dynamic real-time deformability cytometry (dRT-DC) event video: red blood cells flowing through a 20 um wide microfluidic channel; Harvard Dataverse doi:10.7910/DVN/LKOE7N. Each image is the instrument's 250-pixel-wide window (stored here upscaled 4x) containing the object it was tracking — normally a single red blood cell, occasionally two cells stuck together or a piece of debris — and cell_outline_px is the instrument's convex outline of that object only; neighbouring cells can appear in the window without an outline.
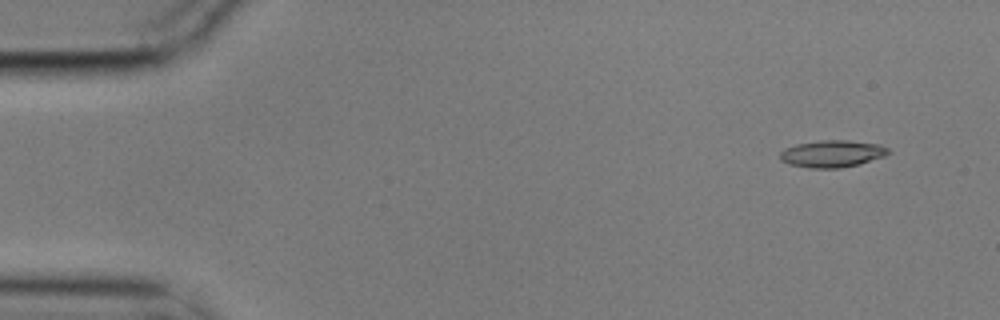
{"species": "common noctule bat (a hibernating species)", "species_latin": "Nyctalus noctula", "temperature_condition": "cold", "stored_images_in_passage": 5, "camera_frame_rate_fps": 3000, "um_per_image_px": 0.085, "animal": {"sex": "male", "body_mass_g": 17.9}, "frame": {"image": 1, "passage_image": 1, "time_ms": 0.0, "image_size_px": [1000, 320], "cell_outline_px": [[892, 152], [884, 156], [860, 164], [840, 168], [808, 168], [788, 164], [780, 160], [780, 152], [784, 148], [796, 144], [820, 140], [848, 140], [880, 144], [888, 148]], "centroid_in_image_um": [70.73, 13.06], "position_along_channel_um": 14.3, "area_um2": 17.28}}
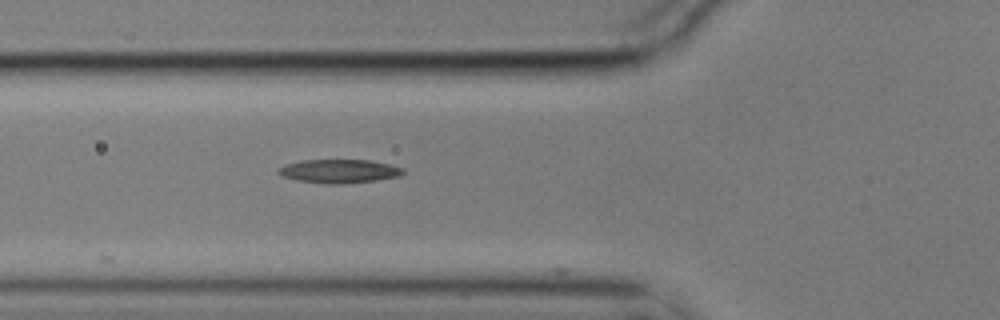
{"frame": {"image": 2, "passage_image": 5, "time_ms": 1.333, "image_size_px": [1000, 320], "cell_outline_px": [[404, 172], [400, 176], [376, 180], [344, 184], [328, 184], [300, 180], [284, 176], [276, 172], [276, 168], [284, 164], [304, 160], [372, 160], [404, 168]], "centroid_in_image_um": [28.83, 14.54], "position_along_channel_um": 97.0, "area_um2": 17.17}}